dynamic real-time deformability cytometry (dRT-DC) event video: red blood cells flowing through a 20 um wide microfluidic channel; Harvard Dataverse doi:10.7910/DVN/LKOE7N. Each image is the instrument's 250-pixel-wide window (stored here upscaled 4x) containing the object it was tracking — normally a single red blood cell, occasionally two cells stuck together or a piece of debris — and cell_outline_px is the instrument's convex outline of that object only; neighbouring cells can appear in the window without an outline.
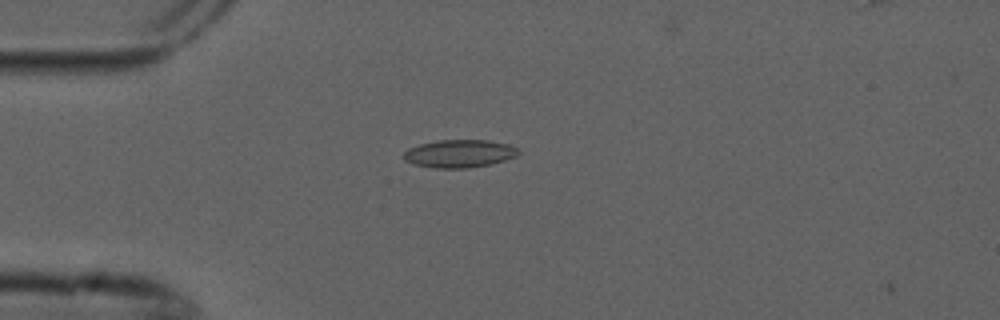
{"species": "common noctule bat (a hibernating species)", "species_latin": "Nyctalus noctula", "temperature_condition": "cold", "stored_images_in_passage": 6, "camera_frame_rate_fps": 3000, "um_per_image_px": 0.085, "animal": {"sex": "male", "forearm_length_mm": 52.5}, "frame": {"image": 1, "passage_image": 3, "time_ms": 0.667, "image_size_px": [1000, 320], "cell_outline_px": [[520, 152], [516, 156], [492, 164], [468, 168], [432, 168], [412, 164], [404, 160], [404, 152], [408, 148], [420, 144], [436, 140], [488, 140], [508, 144], [516, 148]], "centroid_in_image_um": [39.02, 13.06], "position_along_channel_um": 46.0, "area_um2": 18.73}}
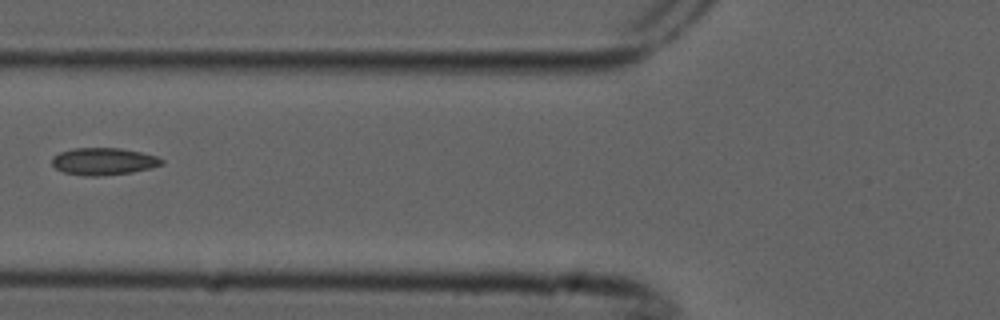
{"frame": {"image": 2, "passage_image": 5, "time_ms": 1.333, "image_size_px": [1000, 320], "cell_outline_px": [[164, 164], [152, 168], [132, 172], [104, 176], [84, 176], [64, 172], [56, 168], [52, 164], [52, 156], [60, 152], [72, 148], [120, 148], [140, 152], [156, 156], [164, 160]], "centroid_in_image_um": [8.81, 13.72], "position_along_channel_um": 117.0, "area_um2": 17.51}}
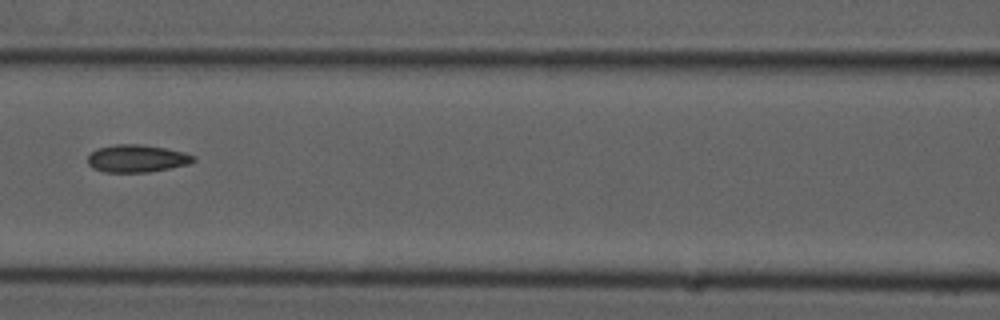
{"frame": {"image": 3, "passage_image": 6, "time_ms": 1.667, "image_size_px": [1000, 320], "cell_outline_px": [[196, 160], [188, 164], [148, 172], [104, 172], [92, 168], [88, 164], [88, 156], [96, 148], [116, 144], [140, 144], [164, 148], [184, 152], [196, 156]], "centroid_in_image_um": [11.62, 13.47], "position_along_channel_um": 155.0, "area_um2": 16.94}}